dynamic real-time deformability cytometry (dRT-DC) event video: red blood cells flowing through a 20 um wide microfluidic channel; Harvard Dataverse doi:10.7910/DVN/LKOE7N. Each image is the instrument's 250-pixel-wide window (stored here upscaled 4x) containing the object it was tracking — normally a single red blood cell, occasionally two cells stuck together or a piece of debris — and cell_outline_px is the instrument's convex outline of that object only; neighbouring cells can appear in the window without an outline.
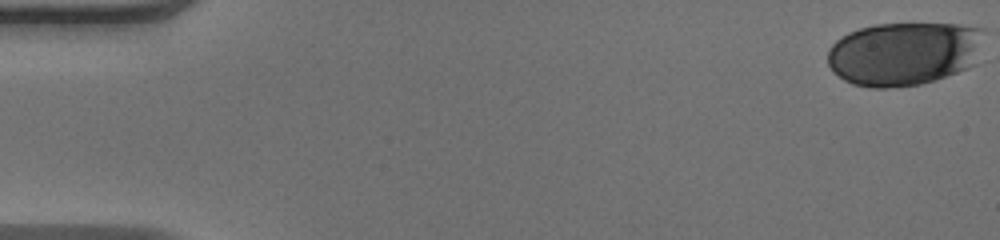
{"species": "human", "species_latin": "Homo sapiens", "temperature_condition": "warm", "stored_images_in_passage": 50, "camera_frame_rate_fps": 3000, "um_per_image_px": 0.085, "donor": {"sex": "male"}, "frame": {"image": 1, "passage_image": 1, "time_ms": 0.0, "image_size_px": [1000, 240], "cell_outline_px": [[984, 28], [980, 60], [976, 64], [968, 68], [920, 84], [888, 88], [872, 88], [852, 84], [844, 80], [832, 72], [828, 64], [828, 52], [832, 44], [836, 40], [848, 32], [860, 28], [876, 24], [956, 24]], "centroid_in_image_um": [76.86, 4.55], "position_along_channel_um": 8.1, "area_um2": 58.55}}